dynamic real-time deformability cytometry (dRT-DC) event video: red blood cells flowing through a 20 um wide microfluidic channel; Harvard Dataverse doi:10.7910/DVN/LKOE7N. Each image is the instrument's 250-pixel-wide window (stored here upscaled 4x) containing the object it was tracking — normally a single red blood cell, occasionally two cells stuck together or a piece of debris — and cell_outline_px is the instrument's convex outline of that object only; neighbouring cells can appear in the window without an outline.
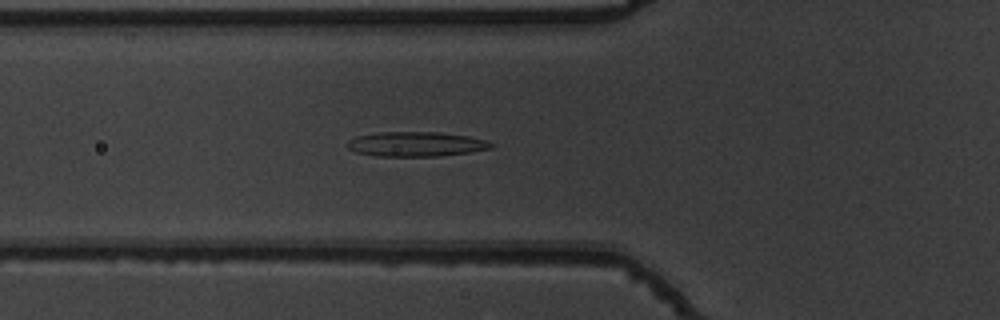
{"species": "common noctule bat (a hibernating species)", "species_latin": "Nyctalus noctula", "temperature_condition": "warm", "stored_images_in_passage": 52, "camera_frame_rate_fps": 3000, "um_per_image_px": 0.085, "animal": {"sex": "male", "body_mass_g": 19.5, "forearm_length_mm": 54.6}, "frame": {"image": 1, "passage_image": 18, "time_ms": 5.667, "image_size_px": [1000, 320], "cell_outline_px": [[496, 144], [492, 148], [468, 152], [440, 156], [376, 156], [356, 152], [348, 148], [348, 140], [356, 136], [380, 132], [436, 132], [468, 136], [484, 140]], "centroid_in_image_um": [35.35, 12.25], "position_along_channel_um": 90.4, "area_um2": 20.58}}
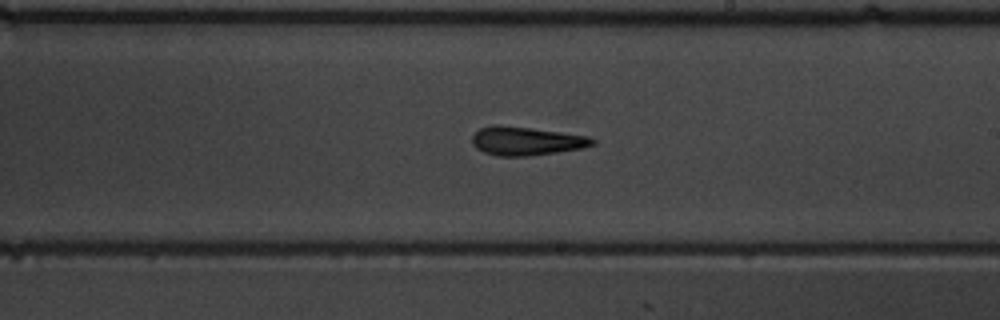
{"frame": {"image": 2, "passage_image": 30, "time_ms": 9.667, "image_size_px": [1000, 320], "cell_outline_px": [[596, 144], [580, 148], [556, 152], [528, 156], [500, 156], [484, 152], [476, 148], [472, 144], [472, 136], [480, 128], [492, 124], [496, 124], [532, 128], [588, 136], [596, 140]], "centroid_in_image_um": [44.7, 11.97], "position_along_channel_um": 244.3, "area_um2": 20.0}}
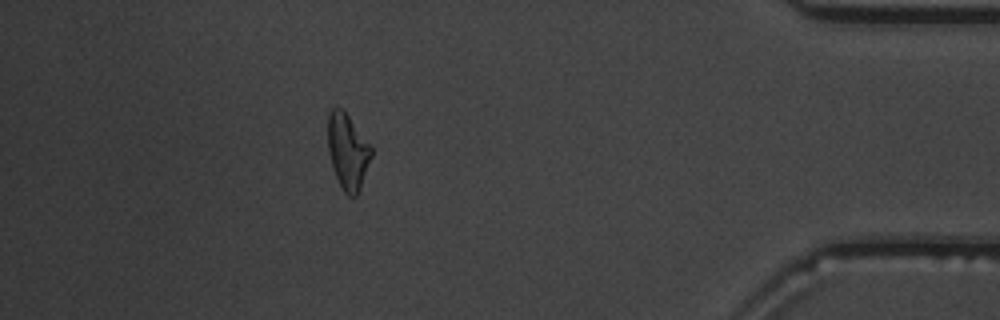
{"frame": {"image": 3, "passage_image": 46, "time_ms": 15.0, "image_size_px": [1000, 320], "cell_outline_px": [[372, 156], [360, 188], [356, 196], [348, 196], [344, 192], [336, 176], [328, 152], [328, 116], [332, 108], [344, 108], [372, 148]], "centroid_in_image_um": [29.55, 12.84], "position_along_channel_um": 405.6, "area_um2": 19.02}, "authors_computed_cell_mechanics": {"area_um2": 19.941, "velocity_mm_per_s": 3.8447, "shape_relaxation_time_tau1_ms": 9.2625, "shape_relaxation_time_tau2_ms": 4.0829, "deformation_change_tau1": 0.2425, "deformation_change_tau2": 0.1565}}